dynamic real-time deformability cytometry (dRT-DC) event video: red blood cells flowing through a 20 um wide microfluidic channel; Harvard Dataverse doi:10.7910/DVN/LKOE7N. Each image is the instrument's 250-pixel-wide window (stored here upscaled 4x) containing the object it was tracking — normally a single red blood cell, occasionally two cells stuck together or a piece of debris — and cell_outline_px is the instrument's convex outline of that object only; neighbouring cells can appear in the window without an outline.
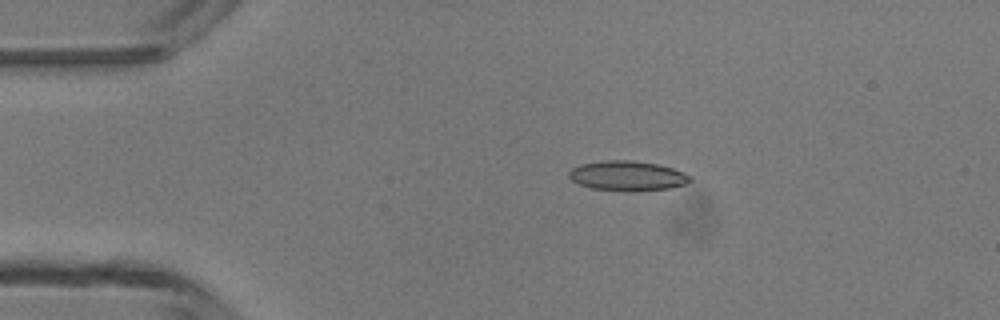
{"species": "common noctule bat (a hibernating species)", "species_latin": "Nyctalus noctula", "temperature_condition": "room temperature", "stored_images_in_passage": 3, "camera_frame_rate_fps": 3000, "um_per_image_px": 0.085, "animal": {"sex": "male", "body_mass_g": 13.3}, "frame": {"image": 1, "passage_image": 2, "time_ms": 2.0, "image_size_px": [1000, 320], "cell_outline_px": [[692, 180], [684, 184], [668, 188], [632, 192], [628, 192], [592, 188], [580, 184], [572, 180], [568, 176], [568, 172], [572, 168], [580, 164], [604, 160], [632, 160], [656, 164], [672, 168], [692, 176]], "centroid_in_image_um": [53.31, 14.95], "position_along_channel_um": 31.7, "area_um2": 21.1}}